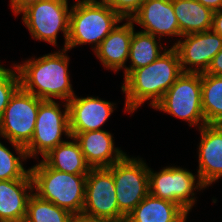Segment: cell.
Instances as JSON below:
<instances>
[{"label":"cell","instance_id":"6da1fadb","mask_svg":"<svg viewBox=\"0 0 222 222\" xmlns=\"http://www.w3.org/2000/svg\"><path fill=\"white\" fill-rule=\"evenodd\" d=\"M177 51L171 47L151 64L131 71L124 79L126 111L133 113L146 100L154 107L183 74Z\"/></svg>","mask_w":222,"mask_h":222},{"label":"cell","instance_id":"7a4b0ae2","mask_svg":"<svg viewBox=\"0 0 222 222\" xmlns=\"http://www.w3.org/2000/svg\"><path fill=\"white\" fill-rule=\"evenodd\" d=\"M66 51L63 49L15 64L20 87L42 100L52 101L54 97L68 102L75 94L68 75L69 57Z\"/></svg>","mask_w":222,"mask_h":222},{"label":"cell","instance_id":"3957f363","mask_svg":"<svg viewBox=\"0 0 222 222\" xmlns=\"http://www.w3.org/2000/svg\"><path fill=\"white\" fill-rule=\"evenodd\" d=\"M33 189L39 198L52 202L74 216L82 214L87 174H70L49 167L43 160L30 168Z\"/></svg>","mask_w":222,"mask_h":222},{"label":"cell","instance_id":"277c9868","mask_svg":"<svg viewBox=\"0 0 222 222\" xmlns=\"http://www.w3.org/2000/svg\"><path fill=\"white\" fill-rule=\"evenodd\" d=\"M71 7L67 50L77 45L94 44L95 50L124 19L108 4L98 0H76Z\"/></svg>","mask_w":222,"mask_h":222},{"label":"cell","instance_id":"5b68a950","mask_svg":"<svg viewBox=\"0 0 222 222\" xmlns=\"http://www.w3.org/2000/svg\"><path fill=\"white\" fill-rule=\"evenodd\" d=\"M42 99L21 87L11 97L0 119V135L9 140L18 155H27Z\"/></svg>","mask_w":222,"mask_h":222},{"label":"cell","instance_id":"8992f818","mask_svg":"<svg viewBox=\"0 0 222 222\" xmlns=\"http://www.w3.org/2000/svg\"><path fill=\"white\" fill-rule=\"evenodd\" d=\"M154 109L186 120L189 126L197 125L200 129L206 125L202 109L201 73L184 72Z\"/></svg>","mask_w":222,"mask_h":222},{"label":"cell","instance_id":"52a82bcc","mask_svg":"<svg viewBox=\"0 0 222 222\" xmlns=\"http://www.w3.org/2000/svg\"><path fill=\"white\" fill-rule=\"evenodd\" d=\"M70 12L68 0H43L28 6L21 13L33 38L56 46L58 32L62 31L65 37L63 49H66Z\"/></svg>","mask_w":222,"mask_h":222},{"label":"cell","instance_id":"ba28073f","mask_svg":"<svg viewBox=\"0 0 222 222\" xmlns=\"http://www.w3.org/2000/svg\"><path fill=\"white\" fill-rule=\"evenodd\" d=\"M107 168L113 175L119 211L127 217L149 194L148 166L142 159L125 155Z\"/></svg>","mask_w":222,"mask_h":222},{"label":"cell","instance_id":"9c48e42d","mask_svg":"<svg viewBox=\"0 0 222 222\" xmlns=\"http://www.w3.org/2000/svg\"><path fill=\"white\" fill-rule=\"evenodd\" d=\"M148 176L150 195L178 204L187 214L195 204L193 191L207 187L198 174L180 167H166L157 173L148 168Z\"/></svg>","mask_w":222,"mask_h":222},{"label":"cell","instance_id":"30bf717a","mask_svg":"<svg viewBox=\"0 0 222 222\" xmlns=\"http://www.w3.org/2000/svg\"><path fill=\"white\" fill-rule=\"evenodd\" d=\"M64 107L62 112L54 100H43L40 103L32 139L25 147L28 158H37L39 153L45 156L51 149L64 143L61 140L63 134L71 138L67 102Z\"/></svg>","mask_w":222,"mask_h":222},{"label":"cell","instance_id":"8fae6325","mask_svg":"<svg viewBox=\"0 0 222 222\" xmlns=\"http://www.w3.org/2000/svg\"><path fill=\"white\" fill-rule=\"evenodd\" d=\"M82 215L111 222H125L126 217L119 211L113 175L107 167L89 170Z\"/></svg>","mask_w":222,"mask_h":222},{"label":"cell","instance_id":"7c38bea8","mask_svg":"<svg viewBox=\"0 0 222 222\" xmlns=\"http://www.w3.org/2000/svg\"><path fill=\"white\" fill-rule=\"evenodd\" d=\"M184 37V41L180 38L172 46L177 51L182 71L205 73L214 56L222 49V37L213 30L182 36Z\"/></svg>","mask_w":222,"mask_h":222},{"label":"cell","instance_id":"4fadbf2b","mask_svg":"<svg viewBox=\"0 0 222 222\" xmlns=\"http://www.w3.org/2000/svg\"><path fill=\"white\" fill-rule=\"evenodd\" d=\"M67 104L71 137L77 133L102 130L101 125L114 109V103L92 96L80 98L75 95Z\"/></svg>","mask_w":222,"mask_h":222},{"label":"cell","instance_id":"5bb4252c","mask_svg":"<svg viewBox=\"0 0 222 222\" xmlns=\"http://www.w3.org/2000/svg\"><path fill=\"white\" fill-rule=\"evenodd\" d=\"M130 20L144 28V33L155 37L180 36L172 0H145ZM158 35V36H156Z\"/></svg>","mask_w":222,"mask_h":222},{"label":"cell","instance_id":"9a60e30c","mask_svg":"<svg viewBox=\"0 0 222 222\" xmlns=\"http://www.w3.org/2000/svg\"><path fill=\"white\" fill-rule=\"evenodd\" d=\"M199 130L201 140L197 173L208 186L222 177V125L206 124Z\"/></svg>","mask_w":222,"mask_h":222},{"label":"cell","instance_id":"2e32d148","mask_svg":"<svg viewBox=\"0 0 222 222\" xmlns=\"http://www.w3.org/2000/svg\"><path fill=\"white\" fill-rule=\"evenodd\" d=\"M74 139L79 143L84 159L91 168L110 167L126 155L119 148H114L111 133L104 130L77 133Z\"/></svg>","mask_w":222,"mask_h":222},{"label":"cell","instance_id":"e0dca14e","mask_svg":"<svg viewBox=\"0 0 222 222\" xmlns=\"http://www.w3.org/2000/svg\"><path fill=\"white\" fill-rule=\"evenodd\" d=\"M33 190L32 179L0 180V222H24Z\"/></svg>","mask_w":222,"mask_h":222},{"label":"cell","instance_id":"ac0fdd59","mask_svg":"<svg viewBox=\"0 0 222 222\" xmlns=\"http://www.w3.org/2000/svg\"><path fill=\"white\" fill-rule=\"evenodd\" d=\"M134 23L127 19L123 25L115 28L104 38L94 53L106 68L119 71L126 69L125 62L129 58L130 42L134 31Z\"/></svg>","mask_w":222,"mask_h":222},{"label":"cell","instance_id":"d6986e66","mask_svg":"<svg viewBox=\"0 0 222 222\" xmlns=\"http://www.w3.org/2000/svg\"><path fill=\"white\" fill-rule=\"evenodd\" d=\"M187 216L178 204L148 194L125 222H186Z\"/></svg>","mask_w":222,"mask_h":222},{"label":"cell","instance_id":"ffe728a7","mask_svg":"<svg viewBox=\"0 0 222 222\" xmlns=\"http://www.w3.org/2000/svg\"><path fill=\"white\" fill-rule=\"evenodd\" d=\"M182 36L212 30L214 11L197 0H172Z\"/></svg>","mask_w":222,"mask_h":222},{"label":"cell","instance_id":"44dd1931","mask_svg":"<svg viewBox=\"0 0 222 222\" xmlns=\"http://www.w3.org/2000/svg\"><path fill=\"white\" fill-rule=\"evenodd\" d=\"M73 139L72 142L65 141L51 149L43 161L51 168L70 174H88L91 167L86 163L79 143Z\"/></svg>","mask_w":222,"mask_h":222},{"label":"cell","instance_id":"7402d4cb","mask_svg":"<svg viewBox=\"0 0 222 222\" xmlns=\"http://www.w3.org/2000/svg\"><path fill=\"white\" fill-rule=\"evenodd\" d=\"M158 43L152 34L133 31L128 58L131 60V65L124 70V78L131 71L151 64L163 54L161 53L163 48Z\"/></svg>","mask_w":222,"mask_h":222},{"label":"cell","instance_id":"603a6c76","mask_svg":"<svg viewBox=\"0 0 222 222\" xmlns=\"http://www.w3.org/2000/svg\"><path fill=\"white\" fill-rule=\"evenodd\" d=\"M201 89L206 124L222 125V76L201 73Z\"/></svg>","mask_w":222,"mask_h":222},{"label":"cell","instance_id":"cb8c5ba5","mask_svg":"<svg viewBox=\"0 0 222 222\" xmlns=\"http://www.w3.org/2000/svg\"><path fill=\"white\" fill-rule=\"evenodd\" d=\"M74 217L69 211L39 198L33 192L27 203L24 222H72Z\"/></svg>","mask_w":222,"mask_h":222},{"label":"cell","instance_id":"d4e9b609","mask_svg":"<svg viewBox=\"0 0 222 222\" xmlns=\"http://www.w3.org/2000/svg\"><path fill=\"white\" fill-rule=\"evenodd\" d=\"M27 157L14 156V153L0 142V180L32 179L30 169L25 170L22 164V160Z\"/></svg>","mask_w":222,"mask_h":222},{"label":"cell","instance_id":"484cf974","mask_svg":"<svg viewBox=\"0 0 222 222\" xmlns=\"http://www.w3.org/2000/svg\"><path fill=\"white\" fill-rule=\"evenodd\" d=\"M14 68L13 71L0 66V119L11 97L20 88V78L15 64Z\"/></svg>","mask_w":222,"mask_h":222},{"label":"cell","instance_id":"4316f807","mask_svg":"<svg viewBox=\"0 0 222 222\" xmlns=\"http://www.w3.org/2000/svg\"><path fill=\"white\" fill-rule=\"evenodd\" d=\"M108 4L123 19H130L145 0H101Z\"/></svg>","mask_w":222,"mask_h":222},{"label":"cell","instance_id":"83f0119b","mask_svg":"<svg viewBox=\"0 0 222 222\" xmlns=\"http://www.w3.org/2000/svg\"><path fill=\"white\" fill-rule=\"evenodd\" d=\"M205 73L222 76V49L214 56Z\"/></svg>","mask_w":222,"mask_h":222},{"label":"cell","instance_id":"f1b7e54d","mask_svg":"<svg viewBox=\"0 0 222 222\" xmlns=\"http://www.w3.org/2000/svg\"><path fill=\"white\" fill-rule=\"evenodd\" d=\"M43 0H10L13 13L20 14L28 6Z\"/></svg>","mask_w":222,"mask_h":222},{"label":"cell","instance_id":"f546056e","mask_svg":"<svg viewBox=\"0 0 222 222\" xmlns=\"http://www.w3.org/2000/svg\"><path fill=\"white\" fill-rule=\"evenodd\" d=\"M212 30L222 37V9L214 11Z\"/></svg>","mask_w":222,"mask_h":222},{"label":"cell","instance_id":"4dcf8cb0","mask_svg":"<svg viewBox=\"0 0 222 222\" xmlns=\"http://www.w3.org/2000/svg\"><path fill=\"white\" fill-rule=\"evenodd\" d=\"M202 5L212 9L213 11L222 9V0H197Z\"/></svg>","mask_w":222,"mask_h":222},{"label":"cell","instance_id":"1f68e13d","mask_svg":"<svg viewBox=\"0 0 222 222\" xmlns=\"http://www.w3.org/2000/svg\"><path fill=\"white\" fill-rule=\"evenodd\" d=\"M72 222H111L106 219L90 218L82 214L75 216Z\"/></svg>","mask_w":222,"mask_h":222}]
</instances>
